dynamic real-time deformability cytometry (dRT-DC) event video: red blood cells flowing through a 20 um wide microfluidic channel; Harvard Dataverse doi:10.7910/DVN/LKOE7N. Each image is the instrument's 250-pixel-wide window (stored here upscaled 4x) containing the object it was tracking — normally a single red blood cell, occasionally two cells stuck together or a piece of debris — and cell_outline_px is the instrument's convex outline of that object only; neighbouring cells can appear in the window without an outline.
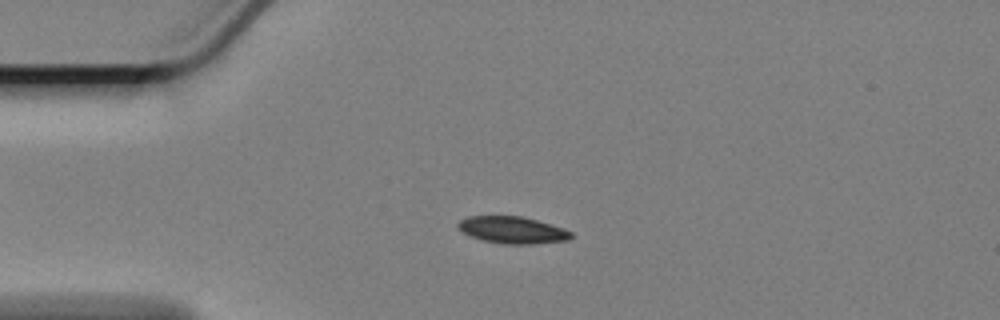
{"species": "Egyptian fruit bat (a non-hibernating species)", "species_latin": "Rousettus aegyptiacus", "temperature_condition": "cold", "stored_images_in_passage": 20, "camera_frame_rate_fps": 3000, "um_per_image_px": 0.085, "animal": {"sex": "female"}, "frame": {"image": 1, "passage_image": 14, "time_ms": 4.333, "image_size_px": [1000, 320], "cell_outline_px": [[572, 236], [568, 240], [532, 244], [500, 244], [480, 240], [456, 228], [456, 224], [460, 220], [468, 216], [520, 216], [536, 220], [564, 228], [572, 232]], "centroid_in_image_um": [43.53, 19.55], "position_along_channel_um": 41.5, "area_um2": 17.8}}
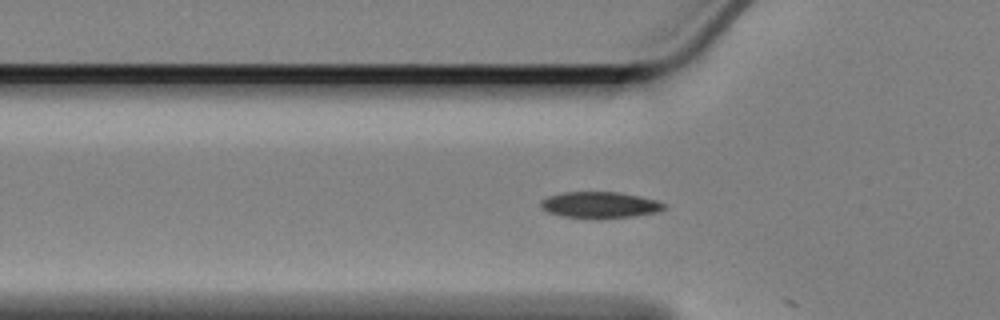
{"frame": {"image": 2, "passage_image": 19, "time_ms": 6.0, "image_size_px": [1000, 320], "cell_outline_px": [[668, 208], [660, 212], [636, 216], [596, 220], [592, 220], [560, 216], [548, 212], [540, 208], [540, 200], [548, 196], [560, 192], [620, 192], [640, 196], [656, 200], [664, 204]], "centroid_in_image_um": [50.98, 17.44], "position_along_channel_um": 74.8, "area_um2": 19.65}}